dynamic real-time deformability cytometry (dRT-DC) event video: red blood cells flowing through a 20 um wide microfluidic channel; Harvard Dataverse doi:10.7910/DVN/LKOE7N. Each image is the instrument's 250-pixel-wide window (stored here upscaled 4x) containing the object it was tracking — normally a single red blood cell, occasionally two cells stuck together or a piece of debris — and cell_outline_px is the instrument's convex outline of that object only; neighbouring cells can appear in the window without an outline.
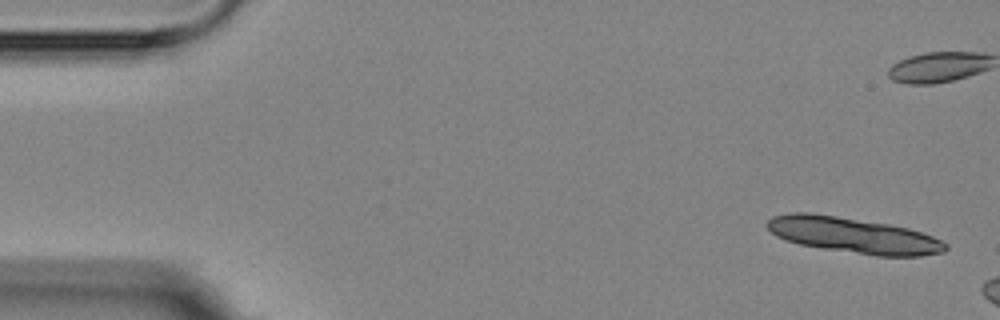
{"species": "Egyptian fruit bat (a non-hibernating species)", "species_latin": "Rousettus aegyptiacus", "temperature_condition": "room temperature", "stored_images_in_passage": 3, "camera_frame_rate_fps": 3000, "um_per_image_px": 0.085, "animal": {"sex": "female"}, "frame": {"image": 1, "passage_image": 1, "time_ms": 0.0, "image_size_px": [1000, 320], "cell_outline_px": [[948, 248], [944, 252], [920, 256], [876, 256], [824, 248], [800, 244], [784, 240], [776, 236], [764, 224], [772, 216], [788, 212], [812, 212], [888, 224], [908, 228], [932, 236], [948, 244]], "centroid_in_image_um": [72.5, 19.99], "position_along_channel_um": 12.5, "area_um2": 37.11}}